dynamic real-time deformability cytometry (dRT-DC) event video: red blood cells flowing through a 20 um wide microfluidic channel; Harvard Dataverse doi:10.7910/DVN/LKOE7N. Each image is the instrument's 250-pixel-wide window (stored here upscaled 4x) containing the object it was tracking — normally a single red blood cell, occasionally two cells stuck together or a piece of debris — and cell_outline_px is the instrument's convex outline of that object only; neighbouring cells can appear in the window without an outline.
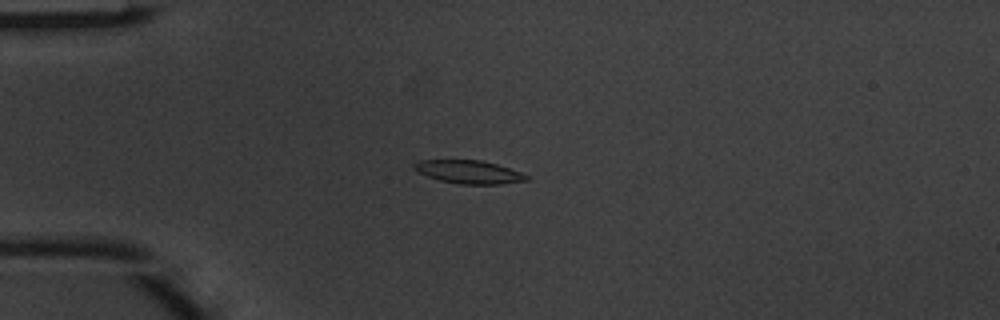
{"species": "common noctule bat (a hibernating species)", "species_latin": "Nyctalus noctula", "temperature_condition": "warm", "stored_images_in_passage": 3, "camera_frame_rate_fps": 3000, "um_per_image_px": 0.085, "animal": {"sex": "male", "body_mass_g": 20.1, "forearm_length_mm": 53.5}, "frame": {"image": 1, "passage_image": 2, "time_ms": 0.333, "image_size_px": [1000, 320], "cell_outline_px": [[528, 180], [500, 184], [460, 184], [440, 180], [416, 172], [412, 168], [412, 164], [420, 160], [480, 160], [496, 164], [520, 172], [528, 176]], "centroid_in_image_um": [39.8, 14.61], "position_along_channel_um": 45.2, "area_um2": 15.09}}